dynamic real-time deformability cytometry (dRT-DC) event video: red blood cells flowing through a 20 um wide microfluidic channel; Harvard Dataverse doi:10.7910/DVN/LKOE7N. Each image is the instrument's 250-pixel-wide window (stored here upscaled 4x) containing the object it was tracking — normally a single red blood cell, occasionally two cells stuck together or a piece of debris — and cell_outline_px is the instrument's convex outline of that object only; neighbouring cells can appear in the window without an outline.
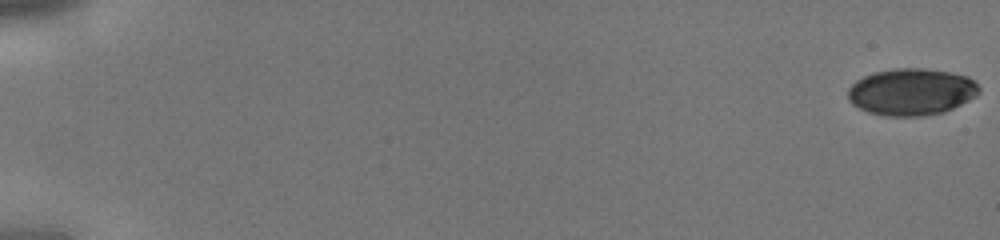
{"species": "human", "species_latin": "Homo sapiens", "temperature_condition": "cold", "stored_images_in_passage": 44, "camera_frame_rate_fps": 3000, "um_per_image_px": 0.085, "donor": {"sex": "male"}, "frame": {"image": 1, "passage_image": 1, "time_ms": 0.0, "image_size_px": [1000, 240], "cell_outline_px": [[980, 92], [976, 96], [944, 112], [924, 116], [884, 116], [868, 112], [852, 104], [848, 100], [848, 88], [856, 80], [864, 76], [876, 72], [896, 68], [924, 68], [952, 72], [968, 76], [980, 88]], "centroid_in_image_um": [77.46, 7.81], "position_along_channel_um": 7.5, "area_um2": 35.89}}
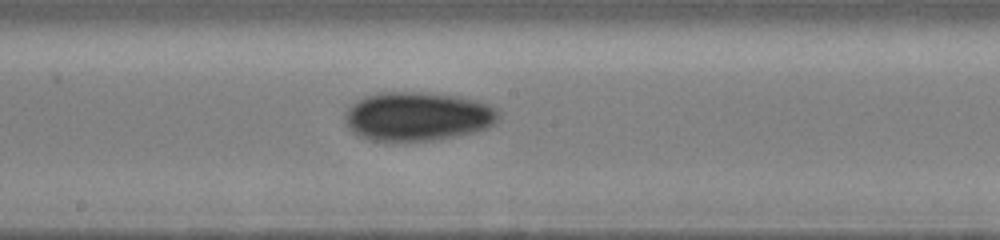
{"frame": {"image": 2, "passage_image": 26, "time_ms": 8.333, "image_size_px": [1000, 240], "cell_outline_px": [[500, 120], [496, 124], [488, 128], [456, 136], [432, 140], [368, 140], [352, 132], [344, 124], [344, 112], [356, 100], [364, 96], [376, 92], [432, 92], [460, 96], [480, 100], [500, 108]], "centroid_in_image_um": [35.54, 9.86], "position_along_channel_um": 212.7, "area_um2": 44.68}}
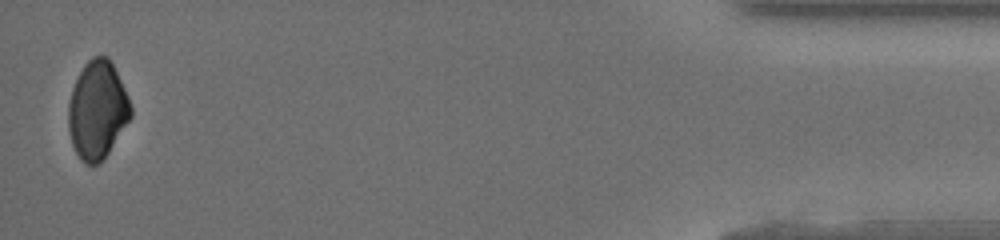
{"frame": {"image": 3, "passage_image": 44, "time_ms": 14.333, "image_size_px": [1000, 240], "cell_outline_px": [[132, 116], [108, 152], [96, 164], [84, 164], [80, 160], [72, 144], [68, 128], [68, 104], [72, 88], [84, 64], [92, 56], [108, 56], [128, 96], [132, 108]], "centroid_in_image_um": [8.26, 9.34], "position_along_channel_um": 426.9, "area_um2": 35.32}}